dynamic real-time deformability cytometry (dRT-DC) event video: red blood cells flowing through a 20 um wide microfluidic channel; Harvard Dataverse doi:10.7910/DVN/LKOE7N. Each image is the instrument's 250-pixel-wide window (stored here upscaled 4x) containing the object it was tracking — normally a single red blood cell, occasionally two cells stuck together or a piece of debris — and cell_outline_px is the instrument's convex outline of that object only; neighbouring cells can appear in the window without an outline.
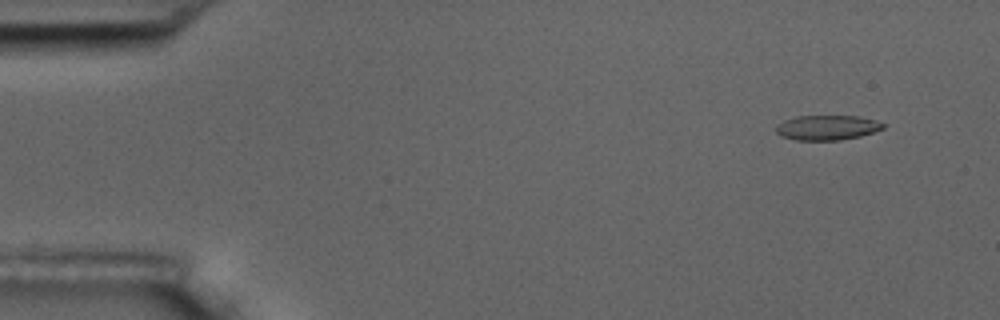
{"species": "common noctule bat (a hibernating species)", "species_latin": "Nyctalus noctula", "temperature_condition": "room temperature", "stored_images_in_passage": 5, "camera_frame_rate_fps": 3000, "um_per_image_px": 0.085, "animal": {"sex": "male", "body_mass_g": 17.5, "forearm_length_mm": 52.3}, "frame": {"image": 1, "passage_image": 1, "time_ms": 0.0, "image_size_px": [1000, 320], "cell_outline_px": [[888, 124], [884, 128], [860, 136], [840, 140], [796, 140], [780, 136], [776, 132], [776, 124], [784, 120], [796, 116], [860, 116], [876, 120]], "centroid_in_image_um": [70.31, 10.84], "position_along_channel_um": 14.7, "area_um2": 15.66}}
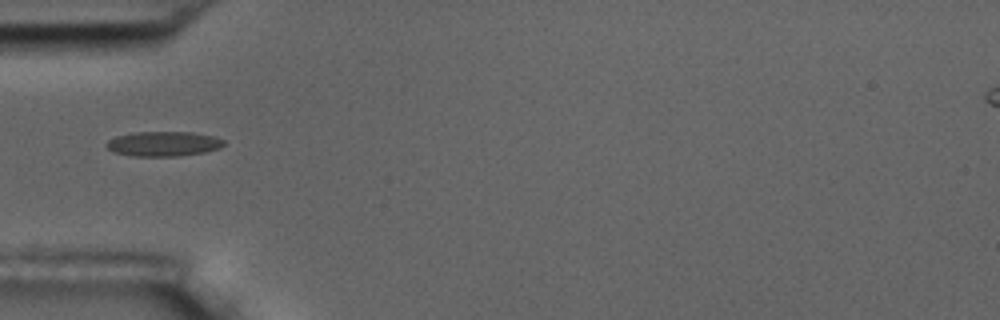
{"frame": {"image": 2, "passage_image": 5, "time_ms": 4.667, "image_size_px": [1000, 320], "cell_outline_px": [[224, 144], [220, 148], [204, 152], [180, 156], [132, 156], [112, 152], [104, 144], [108, 140], [116, 136], [136, 132], [192, 132], [212, 136], [224, 140]], "centroid_in_image_um": [13.86, 12.23], "position_along_channel_um": 71.1, "area_um2": 16.99}}